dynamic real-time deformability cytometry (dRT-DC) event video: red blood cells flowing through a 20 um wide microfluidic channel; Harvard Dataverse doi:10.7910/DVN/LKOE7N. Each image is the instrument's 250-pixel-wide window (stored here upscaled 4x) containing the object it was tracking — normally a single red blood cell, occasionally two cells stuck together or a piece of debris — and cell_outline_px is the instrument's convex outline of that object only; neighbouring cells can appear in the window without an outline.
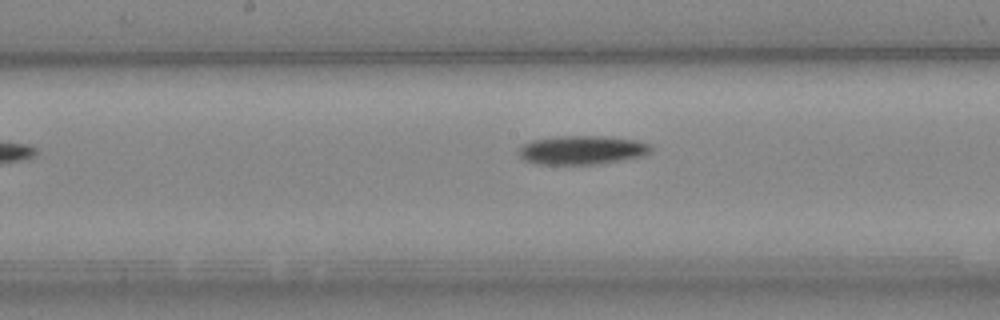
{"species": "Egyptian fruit bat (a non-hibernating species)", "species_latin": "Rousettus aegyptiacus", "temperature_condition": "cold", "stored_images_in_passage": 7, "camera_frame_rate_fps": 3000, "um_per_image_px": 0.085, "animal": {"sex": "female"}, "frame": {"image": 1, "passage_image": 5, "time_ms": 5.0, "image_size_px": [1000, 320], "cell_outline_px": [[652, 152], [644, 156], [600, 164], [540, 164], [524, 160], [520, 156], [520, 148], [524, 144], [532, 140], [556, 136], [604, 136], [636, 140], [652, 144]], "centroid_in_image_um": [49.54, 12.75], "position_along_channel_um": 198.7, "area_um2": 22.31}}